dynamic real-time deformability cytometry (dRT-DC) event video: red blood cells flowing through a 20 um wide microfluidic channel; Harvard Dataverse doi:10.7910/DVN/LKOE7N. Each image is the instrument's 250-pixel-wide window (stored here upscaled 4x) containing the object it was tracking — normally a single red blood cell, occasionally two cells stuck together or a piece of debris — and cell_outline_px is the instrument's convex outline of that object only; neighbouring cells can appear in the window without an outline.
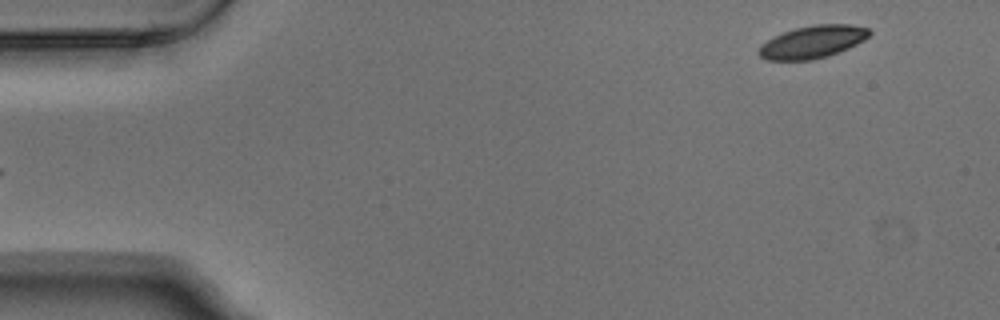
{"species": "Egyptian fruit bat (a non-hibernating species)", "species_latin": "Rousettus aegyptiacus", "temperature_condition": "warm", "stored_images_in_passage": 5, "camera_frame_rate_fps": 3000, "um_per_image_px": 0.085, "animal": {"sex": "male"}, "frame": {"image": 1, "passage_image": 5, "time_ms": 1.333, "image_size_px": [1000, 320], "cell_outline_px": [[872, 32], [864, 40], [848, 48], [828, 56], [812, 60], [764, 60], [756, 52], [760, 44], [784, 32], [796, 28], [812, 24], [852, 24], [868, 28]], "centroid_in_image_um": [69.06, 3.56], "position_along_channel_um": 15.9, "area_um2": 21.04}}